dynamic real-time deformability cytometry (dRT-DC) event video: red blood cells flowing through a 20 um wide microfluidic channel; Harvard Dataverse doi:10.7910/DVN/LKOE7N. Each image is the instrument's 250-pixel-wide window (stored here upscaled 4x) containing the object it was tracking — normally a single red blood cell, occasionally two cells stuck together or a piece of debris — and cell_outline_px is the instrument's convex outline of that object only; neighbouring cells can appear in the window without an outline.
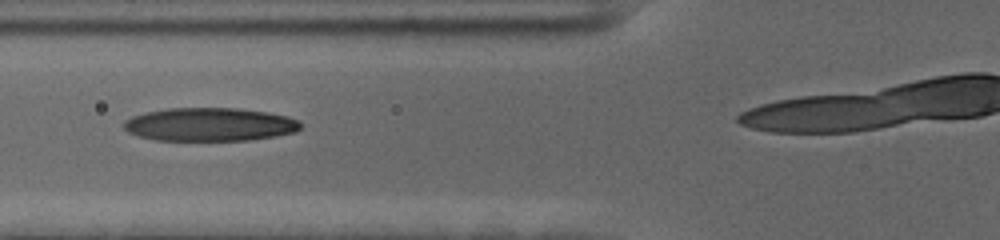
{"species": "human", "species_latin": "Homo sapiens", "temperature_condition": "cold", "stored_images_in_passage": 39, "camera_frame_rate_fps": 3000, "um_per_image_px": 0.085, "donor": {"sex": "female"}, "frame": {"image": 1, "passage_image": 15, "time_ms": 4.667, "image_size_px": [1000, 240], "cell_outline_px": [[300, 128], [296, 132], [276, 136], [252, 140], [152, 140], [136, 136], [128, 132], [124, 128], [124, 120], [132, 116], [148, 112], [168, 108], [240, 108], [268, 112], [288, 116], [300, 120]], "centroid_in_image_um": [17.84, 10.58], "position_along_channel_um": 108.0, "area_um2": 34.62}}
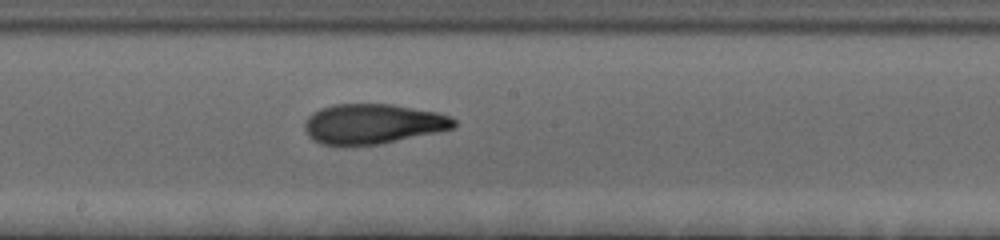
{"frame": {"image": 2, "passage_image": 24, "time_ms": 7.667, "image_size_px": [1000, 240], "cell_outline_px": [[456, 124], [452, 128], [436, 132], [380, 144], [344, 148], [320, 144], [308, 136], [304, 128], [304, 124], [308, 116], [312, 112], [320, 108], [332, 104], [392, 104], [436, 112], [452, 116], [456, 120]], "centroid_in_image_um": [31.62, 10.55], "position_along_channel_um": 216.6, "area_um2": 35.43}}
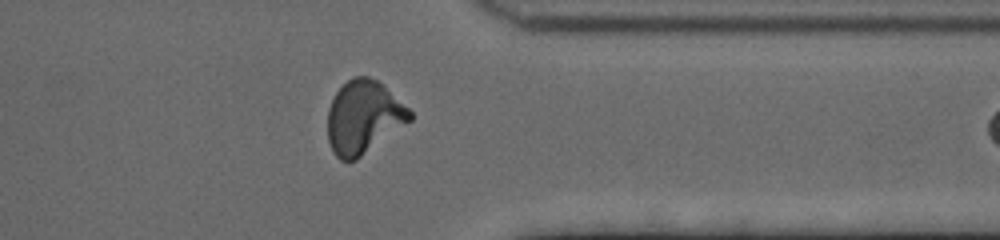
{"frame": {"image": 3, "passage_image": 38, "time_ms": 12.333, "image_size_px": [1000, 240], "cell_outline_px": [[412, 120], [356, 160], [340, 160], [332, 152], [328, 140], [328, 108], [336, 92], [352, 76], [368, 76], [376, 80], [408, 108], [412, 112]], "centroid_in_image_um": [30.88, 9.98], "position_along_channel_um": 380.5, "area_um2": 34.68}}